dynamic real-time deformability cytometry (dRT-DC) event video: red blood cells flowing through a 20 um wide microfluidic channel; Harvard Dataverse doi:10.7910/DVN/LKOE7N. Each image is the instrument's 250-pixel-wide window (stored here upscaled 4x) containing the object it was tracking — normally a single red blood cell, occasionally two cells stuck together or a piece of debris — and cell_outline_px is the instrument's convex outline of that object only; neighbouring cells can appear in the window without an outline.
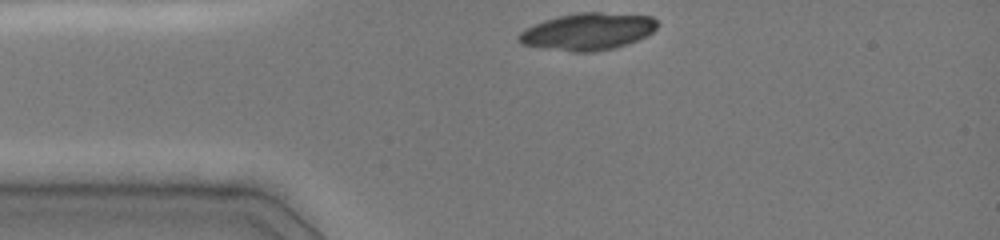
{"species": "common noctule bat (a hibernating species)", "species_latin": "Nyctalus noctula", "temperature_condition": "cold", "stored_images_in_passage": 31, "camera_frame_rate_fps": 3000, "um_per_image_px": 0.085, "animal": {"sex": "female", "body_mass_g": 19.0, "forearm_length_mm": 51.5}, "frame": {"image": 1, "passage_image": 1, "time_ms": 0.0, "image_size_px": [1000, 240], "cell_outline_px": [[660, 24], [652, 32], [636, 40], [612, 48], [596, 52], [572, 52], [544, 48], [520, 44], [516, 40], [516, 36], [524, 28], [532, 24], [556, 16], [580, 12], [600, 12], [652, 16]], "centroid_in_image_um": [49.9, 2.67], "position_along_channel_um": 35.1, "area_um2": 30.11}}
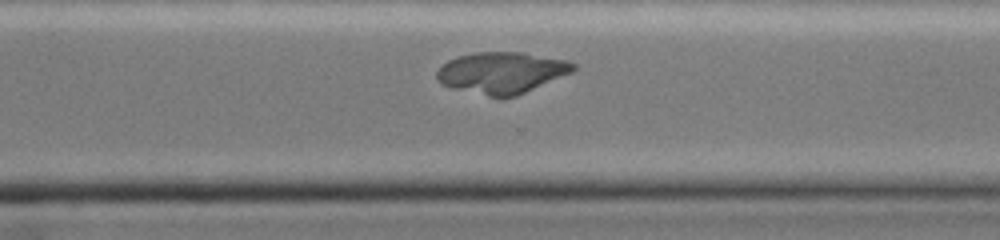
{"frame": {"image": 2, "passage_image": 25, "time_ms": 8.0, "image_size_px": [1000, 240], "cell_outline_px": [[576, 68], [572, 72], [516, 96], [488, 96], [452, 88], [440, 84], [436, 76], [436, 72], [448, 60], [456, 56], [476, 52], [520, 52], [568, 60], [576, 64]], "centroid_in_image_um": [42.63, 6.16], "position_along_channel_um": 328.0, "area_um2": 32.71}}
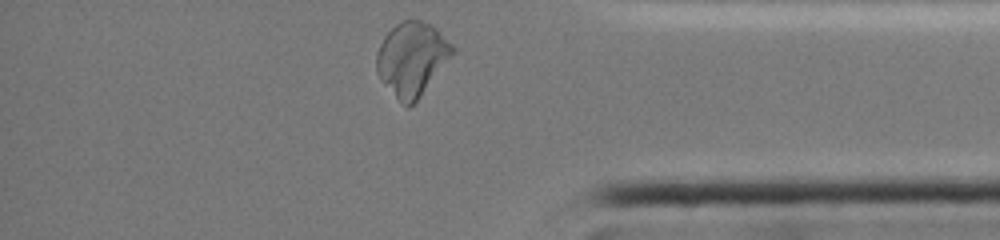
{"frame": {"image": 3, "passage_image": 31, "time_ms": 10.0, "image_size_px": [1000, 240], "cell_outline_px": [[456, 48], [420, 96], [408, 108], [380, 80], [376, 72], [376, 52], [384, 36], [400, 20], [420, 20], [432, 24]], "centroid_in_image_um": [34.97, 4.96], "position_along_channel_um": 400.2, "area_um2": 31.96}}